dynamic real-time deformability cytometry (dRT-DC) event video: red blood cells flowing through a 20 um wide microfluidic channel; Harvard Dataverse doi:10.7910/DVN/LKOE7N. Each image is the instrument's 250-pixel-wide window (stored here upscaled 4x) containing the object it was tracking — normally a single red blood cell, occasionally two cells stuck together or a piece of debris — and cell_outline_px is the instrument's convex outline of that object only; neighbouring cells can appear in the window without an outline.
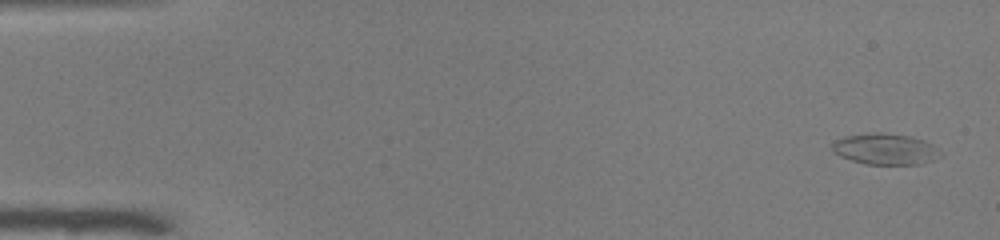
{"species": "common noctule bat (a hibernating species)", "species_latin": "Nyctalus noctula", "temperature_condition": "warm", "stored_images_in_passage": 51, "camera_frame_rate_fps": 3000, "um_per_image_px": 0.085, "animal": {"sex": "male", "body_mass_g": 19.0, "forearm_length_mm": 50.8}, "frame": {"image": 1, "passage_image": 1, "time_ms": 0.0, "image_size_px": [1000, 240], "cell_outline_px": [[932, 160], [920, 164], [868, 164], [852, 160], [840, 156], [832, 152], [832, 144], [836, 140], [844, 136], [876, 132], [884, 132], [912, 136], [924, 140], [932, 144]], "centroid_in_image_um": [75.11, 12.64], "position_along_channel_um": 9.9, "area_um2": 19.02}}
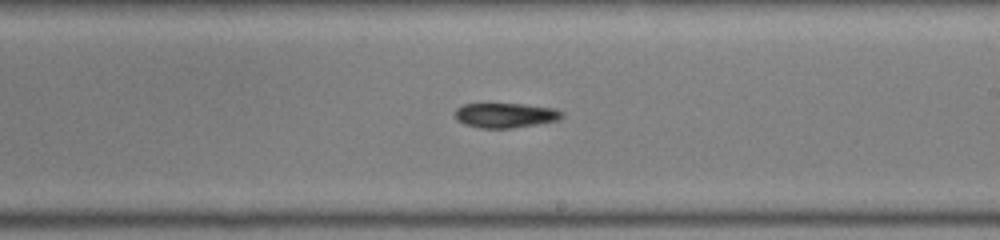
{"frame": {"image": 2, "passage_image": 30, "time_ms": 9.667, "image_size_px": [1000, 240], "cell_outline_px": [[564, 116], [556, 120], [536, 124], [508, 128], [480, 128], [464, 124], [456, 120], [456, 108], [464, 104], [524, 104], [556, 108], [564, 112]], "centroid_in_image_um": [42.97, 9.79], "position_along_channel_um": 246.0, "area_um2": 15.37}}
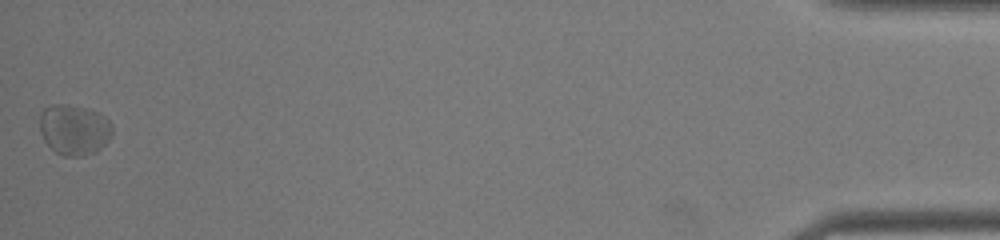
{"frame": {"image": 3, "passage_image": 51, "time_ms": 16.667, "image_size_px": [1000, 240], "cell_outline_px": [[112, 136], [96, 152], [84, 156], [64, 156], [56, 152], [44, 140], [40, 132], [40, 116], [44, 108], [52, 104], [64, 104], [84, 108], [100, 112], [112, 124]], "centroid_in_image_um": [6.31, 11.02], "position_along_channel_um": 428.9, "area_um2": 21.39}, "authors_computed_cell_mechanics": {"area_um2": 16.6464, "velocity_mm_per_s": 3.9132, "shape_relaxation_time_tau1_ms": null, "shape_relaxation_time_tau2_ms": 6.2737, "deformation_change_tau1": null, "deformation_change_tau2": 0.1524}}